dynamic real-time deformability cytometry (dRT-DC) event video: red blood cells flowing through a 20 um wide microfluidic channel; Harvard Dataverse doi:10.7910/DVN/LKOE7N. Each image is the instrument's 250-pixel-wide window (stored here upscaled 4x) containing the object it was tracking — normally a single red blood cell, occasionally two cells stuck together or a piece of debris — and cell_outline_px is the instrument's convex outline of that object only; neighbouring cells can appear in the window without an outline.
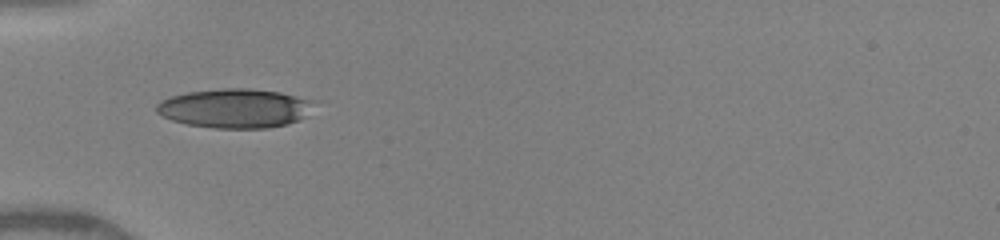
{"species": "human", "species_latin": "Homo sapiens", "temperature_condition": "warm", "stored_images_in_passage": 13, "camera_frame_rate_fps": 3000, "um_per_image_px": 0.085, "donor": {"sex": "female"}, "frame": {"image": 1, "passage_image": 1, "time_ms": 0.0, "image_size_px": [1000, 240], "cell_outline_px": [[316, 100], [304, 116], [300, 120], [288, 124], [268, 128], [212, 128], [184, 124], [160, 116], [156, 112], [156, 104], [160, 100], [172, 96], [188, 92], [220, 88], [252, 88], [280, 92]], "centroid_in_image_um": [19.94, 9.2], "position_along_channel_um": 65.1, "area_um2": 36.3}}
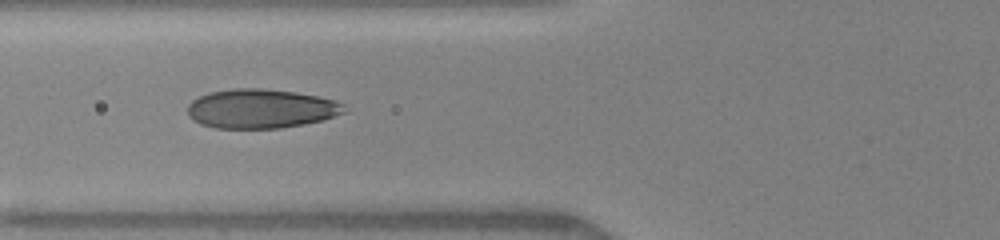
{"frame": {"image": 2, "passage_image": 4, "time_ms": 1.0, "image_size_px": [1000, 240], "cell_outline_px": [[348, 112], [324, 120], [304, 124], [280, 128], [216, 128], [200, 124], [192, 120], [188, 116], [188, 104], [192, 100], [208, 92], [236, 88], [260, 88], [296, 92], [336, 100], [344, 104]], "centroid_in_image_um": [22.2, 9.24], "position_along_channel_um": 103.6, "area_um2": 36.13}}
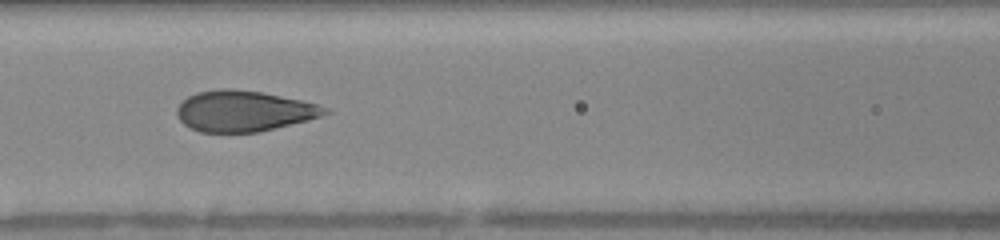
{"frame": {"image": 3, "passage_image": 8, "time_ms": 2.0, "image_size_px": [1000, 240], "cell_outline_px": [[332, 112], [308, 120], [260, 132], [200, 132], [184, 124], [176, 116], [176, 108], [188, 96], [196, 92], [220, 88], [232, 88], [260, 92], [300, 100], [316, 104], [328, 108]], "centroid_in_image_um": [20.71, 9.44], "position_along_channel_um": 145.9, "area_um2": 35.14}}